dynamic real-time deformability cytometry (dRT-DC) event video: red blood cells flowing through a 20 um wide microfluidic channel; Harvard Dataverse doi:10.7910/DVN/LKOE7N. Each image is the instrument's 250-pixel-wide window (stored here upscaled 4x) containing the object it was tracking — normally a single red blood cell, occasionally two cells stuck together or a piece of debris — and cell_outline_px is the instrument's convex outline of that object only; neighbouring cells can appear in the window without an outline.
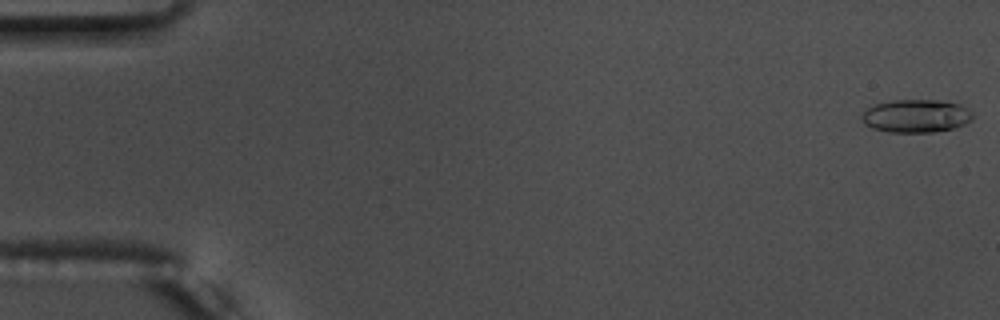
{"species": "common noctule bat (a hibernating species)", "species_latin": "Nyctalus noctula", "temperature_condition": "warm", "stored_images_in_passage": 2, "camera_frame_rate_fps": 3000, "um_per_image_px": 0.085, "animal": {"sex": "male", "body_mass_g": 17.5, "forearm_length_mm": 52.3}, "frame": {"image": 1, "passage_image": 1, "time_ms": 0.0, "image_size_px": [1000, 320], "cell_outline_px": [[972, 120], [964, 124], [952, 128], [932, 132], [888, 132], [872, 128], [864, 124], [860, 116], [868, 108], [876, 104], [892, 100], [948, 100], [960, 104], [968, 108], [972, 112]], "centroid_in_image_um": [77.88, 9.85], "position_along_channel_um": 7.1, "area_um2": 21.5}}